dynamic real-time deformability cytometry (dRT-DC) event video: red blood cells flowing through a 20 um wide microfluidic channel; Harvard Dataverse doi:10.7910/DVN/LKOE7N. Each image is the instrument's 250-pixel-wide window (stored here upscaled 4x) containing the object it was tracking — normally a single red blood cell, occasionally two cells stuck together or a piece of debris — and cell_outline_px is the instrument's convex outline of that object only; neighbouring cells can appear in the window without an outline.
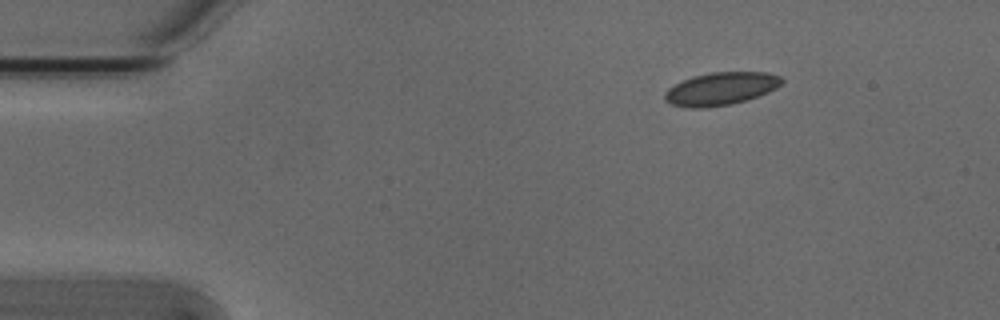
{"species": "Egyptian fruit bat (a non-hibernating species)", "species_latin": "Rousettus aegyptiacus", "temperature_condition": "cold", "stored_images_in_passage": 35, "camera_frame_rate_fps": 3000, "um_per_image_px": 0.085, "animal": {"sex": "male"}, "frame": {"image": 1, "passage_image": 1, "time_ms": 0.0, "image_size_px": [1000, 320], "cell_outline_px": [[784, 80], [776, 88], [768, 92], [744, 100], [728, 104], [704, 108], [688, 108], [672, 104], [664, 100], [664, 92], [668, 88], [692, 76], [712, 72], [768, 72], [780, 76]], "centroid_in_image_um": [61.25, 7.53], "position_along_channel_um": 23.8, "area_um2": 22.2}}
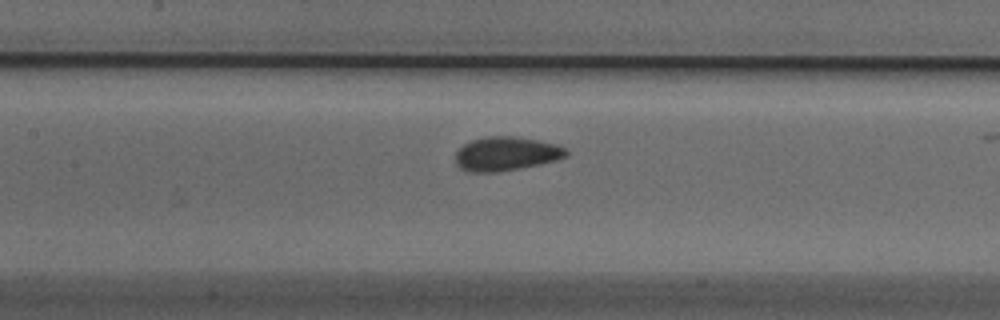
{"frame": {"image": 2, "passage_image": 18, "time_ms": 5.667, "image_size_px": [1000, 320], "cell_outline_px": [[568, 156], [556, 160], [540, 164], [520, 168], [496, 172], [472, 172], [460, 168], [456, 164], [456, 152], [464, 144], [472, 140], [484, 136], [512, 136], [536, 140], [556, 144], [564, 148], [568, 152]], "centroid_in_image_um": [43.01, 13.07], "position_along_channel_um": 164.4, "area_um2": 21.79}}
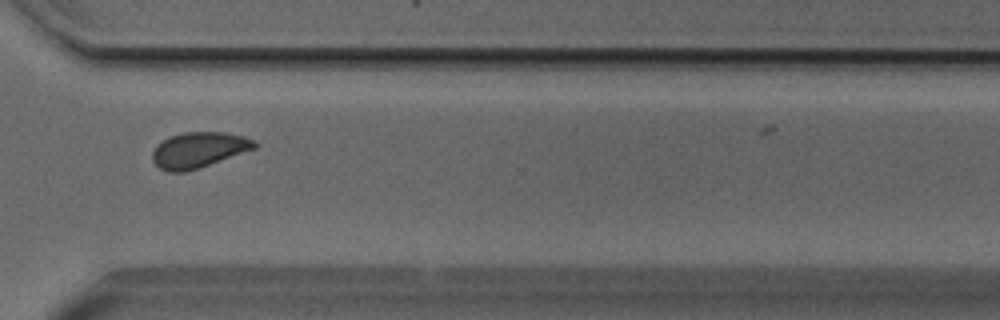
{"frame": {"image": 3, "passage_image": 33, "time_ms": 10.667, "image_size_px": [1000, 320], "cell_outline_px": [[260, 144], [256, 148], [184, 172], [168, 172], [160, 168], [152, 160], [152, 152], [164, 140], [172, 136], [184, 132], [224, 132], [244, 136], [256, 140]], "centroid_in_image_um": [16.93, 12.73], "position_along_channel_um": 353.7, "area_um2": 20.81}}